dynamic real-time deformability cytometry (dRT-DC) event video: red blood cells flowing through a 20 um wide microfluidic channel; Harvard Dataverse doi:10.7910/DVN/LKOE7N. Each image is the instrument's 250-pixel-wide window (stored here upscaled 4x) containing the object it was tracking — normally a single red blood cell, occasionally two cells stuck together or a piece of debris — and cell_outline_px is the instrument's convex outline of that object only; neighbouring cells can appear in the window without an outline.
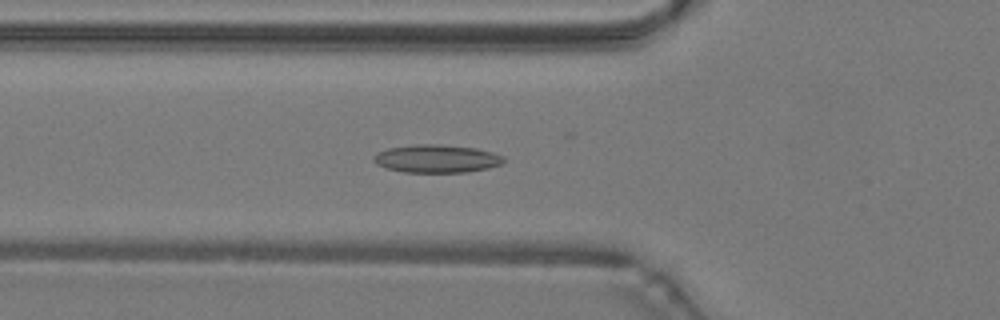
{"species": "common noctule bat (a hibernating species)", "species_latin": "Nyctalus noctula", "temperature_condition": "warm", "stored_images_in_passage": 46, "camera_frame_rate_fps": 3000, "um_per_image_px": 0.085, "animal": {"sex": "male", "body_mass_g": 19.2, "forearm_length_mm": 51.8}, "frame": {"image": 1, "passage_image": 15, "time_ms": 4.667, "image_size_px": [1000, 320], "cell_outline_px": [[504, 160], [500, 164], [488, 168], [468, 172], [404, 172], [388, 168], [376, 164], [372, 160], [376, 152], [388, 148], [416, 144], [440, 144], [476, 148], [492, 152], [504, 156]], "centroid_in_image_um": [37.1, 13.48], "position_along_channel_um": 88.7, "area_um2": 21.21}}
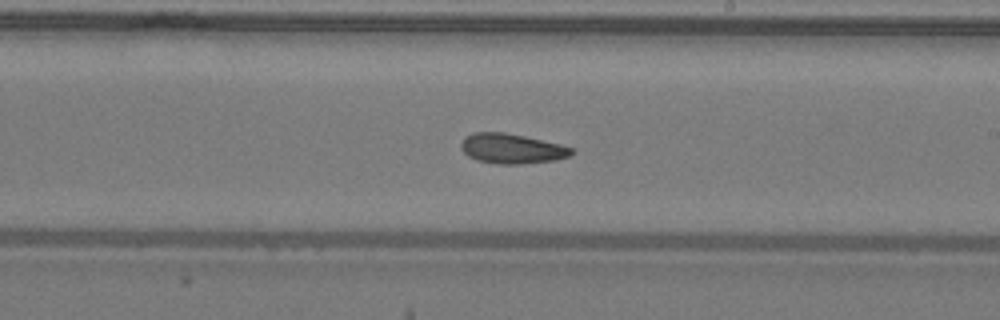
{"frame": {"image": 2, "passage_image": 26, "time_ms": 8.333, "image_size_px": [1000, 320], "cell_outline_px": [[576, 152], [572, 156], [556, 160], [520, 164], [496, 164], [476, 160], [468, 156], [460, 148], [460, 144], [464, 136], [472, 132], [504, 132], [524, 136], [560, 144], [572, 148]], "centroid_in_image_um": [43.49, 12.63], "position_along_channel_um": 245.5, "area_um2": 19.54}}
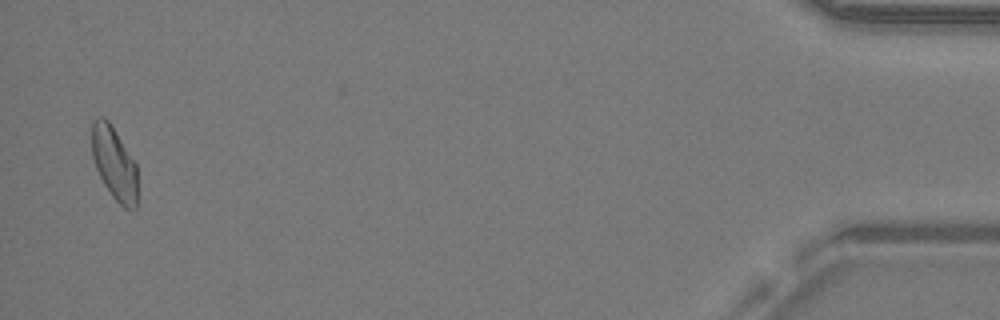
{"frame": {"image": 3, "passage_image": 45, "time_ms": 14.667, "image_size_px": [1000, 320], "cell_outline_px": [[136, 208], [124, 208], [112, 196], [104, 184], [96, 168], [92, 156], [92, 120], [96, 116], [104, 116], [108, 120], [136, 164]], "centroid_in_image_um": [9.68, 13.85], "position_along_channel_um": 425.5, "area_um2": 19.13}, "authors_computed_cell_mechanics": {"area_um2": 19.7965, "velocity_mm_per_s": 4.2649, "shape_relaxation_time_tau1_ms": null, "shape_relaxation_time_tau2_ms": 4.401, "deformation_change_tau1": null, "deformation_change_tau2": 0.1233}}